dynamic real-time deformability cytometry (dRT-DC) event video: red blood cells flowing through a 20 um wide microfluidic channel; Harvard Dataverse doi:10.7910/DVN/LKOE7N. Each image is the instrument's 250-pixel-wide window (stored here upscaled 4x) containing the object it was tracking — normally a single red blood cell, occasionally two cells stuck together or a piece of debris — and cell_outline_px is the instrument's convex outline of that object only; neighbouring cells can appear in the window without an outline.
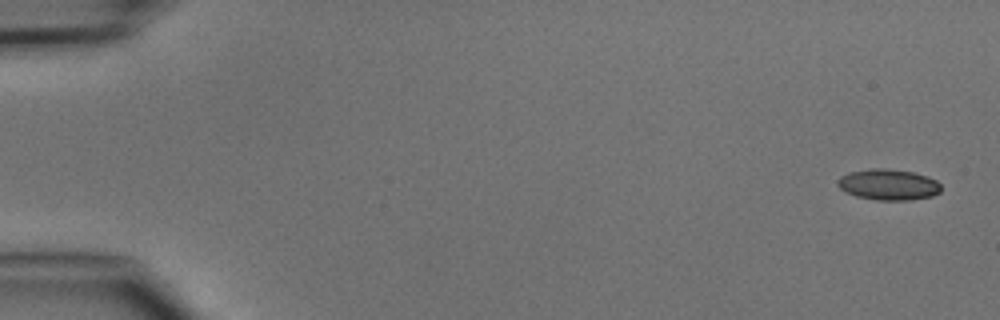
{"species": "common noctule bat (a hibernating species)", "species_latin": "Nyctalus noctula", "temperature_condition": "cold", "stored_images_in_passage": 4, "camera_frame_rate_fps": 3000, "um_per_image_px": 0.085, "animal": {"sex": "male", "body_mass_g": 15.6}, "frame": {"image": 1, "passage_image": 1, "time_ms": 0.0, "image_size_px": [1000, 320], "cell_outline_px": [[940, 192], [932, 196], [908, 200], [876, 200], [856, 196], [844, 192], [836, 184], [836, 180], [840, 176], [848, 172], [868, 168], [884, 168], [912, 172], [928, 176], [936, 180], [940, 184]], "centroid_in_image_um": [75.47, 15.68], "position_along_channel_um": 9.5, "area_um2": 18.84}}
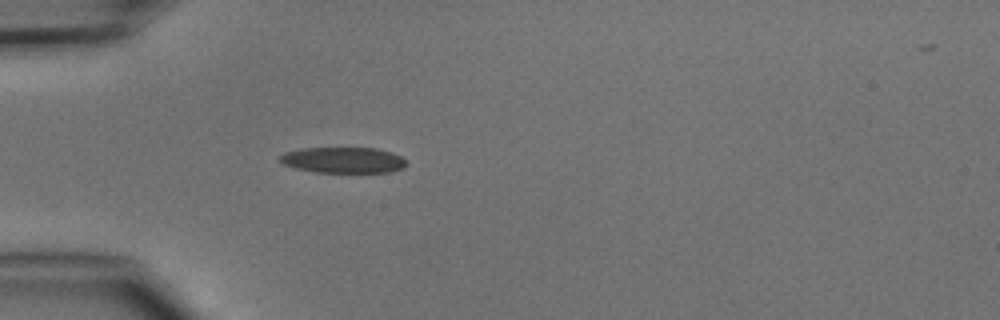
{"frame": {"image": 2, "passage_image": 4, "time_ms": 4.333, "image_size_px": [1000, 320], "cell_outline_px": [[408, 164], [404, 168], [392, 172], [316, 172], [296, 168], [284, 164], [280, 160], [280, 156], [284, 152], [300, 148], [376, 148], [392, 152], [400, 156]], "centroid_in_image_um": [29.2, 13.6], "position_along_channel_um": 55.8, "area_um2": 19.07}}